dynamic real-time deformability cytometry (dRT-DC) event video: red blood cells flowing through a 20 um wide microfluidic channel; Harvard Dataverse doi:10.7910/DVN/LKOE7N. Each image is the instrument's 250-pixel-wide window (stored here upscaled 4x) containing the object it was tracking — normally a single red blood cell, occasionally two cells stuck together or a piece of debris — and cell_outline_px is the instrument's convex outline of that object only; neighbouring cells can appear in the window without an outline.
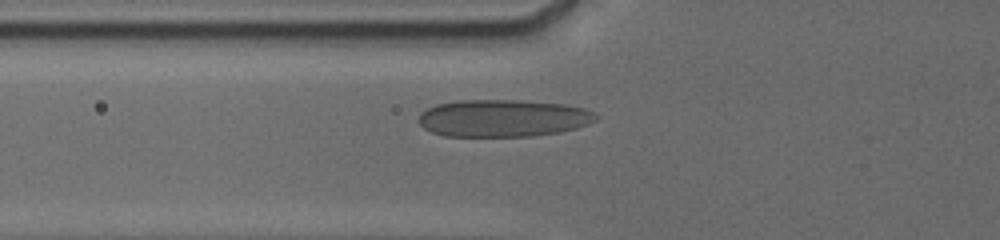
{"species": "human", "species_latin": "Homo sapiens", "temperature_condition": "cold", "stored_images_in_passage": 12, "camera_frame_rate_fps": 3000, "um_per_image_px": 0.085, "donor": {"sex": "male"}, "frame": {"image": 1, "passage_image": 4, "time_ms": 2.667, "image_size_px": [1000, 240], "cell_outline_px": [[600, 116], [596, 120], [588, 124], [576, 128], [560, 132], [532, 136], [444, 136], [432, 132], [424, 128], [420, 124], [420, 112], [436, 104], [456, 100], [524, 100], [564, 104], [584, 108], [596, 112]], "centroid_in_image_um": [42.79, 10.03], "position_along_channel_um": 83.0, "area_um2": 38.78}}
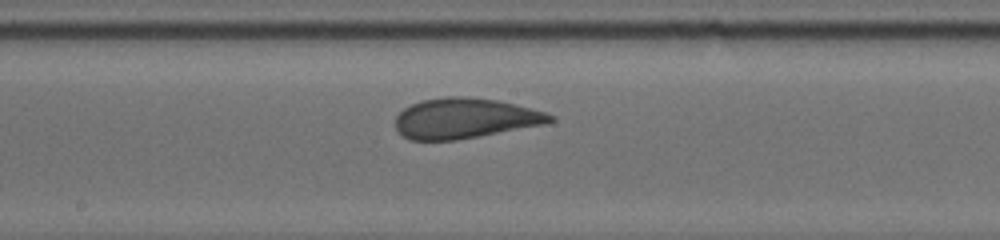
{"frame": {"image": 2, "passage_image": 9, "time_ms": 6.0, "image_size_px": [1000, 240], "cell_outline_px": [[556, 120], [544, 124], [456, 140], [408, 140], [396, 128], [396, 116], [404, 108], [412, 104], [424, 100], [444, 96], [460, 96], [496, 100], [544, 112], [556, 116]], "centroid_in_image_um": [39.49, 10.06], "position_along_channel_um": 208.7, "area_um2": 35.84}}
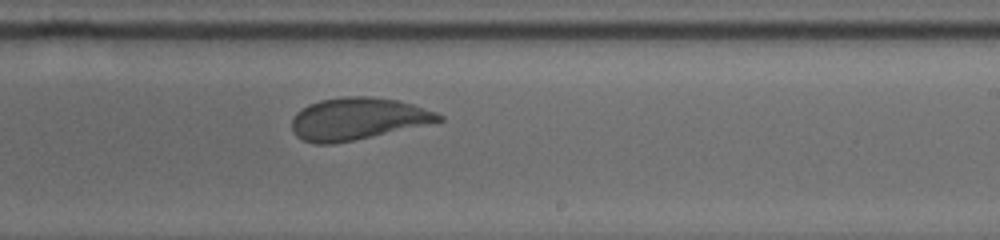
{"frame": {"image": 3, "passage_image": 12, "time_ms": 7.333, "image_size_px": [1000, 240], "cell_outline_px": [[444, 120], [352, 140], [332, 144], [316, 144], [304, 140], [296, 136], [292, 128], [292, 120], [296, 112], [308, 104], [320, 100], [344, 96], [368, 96], [396, 100], [412, 104], [436, 112], [444, 116]], "centroid_in_image_um": [30.35, 10.08], "position_along_channel_um": 258.6, "area_um2": 35.55}}